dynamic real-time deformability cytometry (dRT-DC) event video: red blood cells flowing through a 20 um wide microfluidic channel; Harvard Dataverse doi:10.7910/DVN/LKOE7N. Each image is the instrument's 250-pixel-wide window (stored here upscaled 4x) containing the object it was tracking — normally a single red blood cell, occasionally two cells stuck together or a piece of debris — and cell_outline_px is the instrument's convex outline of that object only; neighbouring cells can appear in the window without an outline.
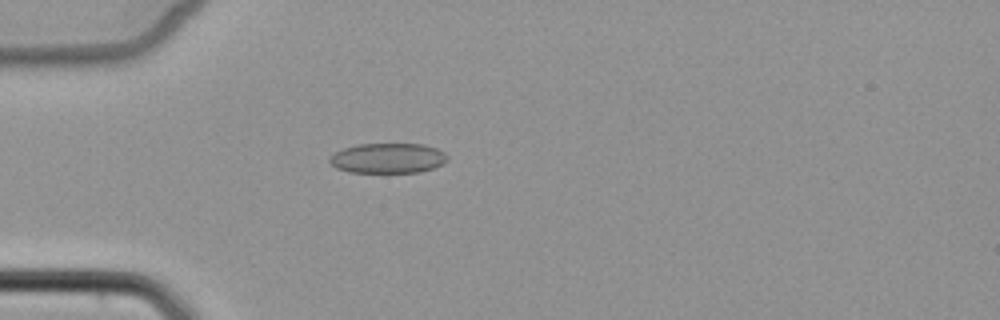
{"species": "common noctule bat (a hibernating species)", "species_latin": "Nyctalus noctula", "temperature_condition": "cold", "stored_images_in_passage": 4, "camera_frame_rate_fps": 3000, "um_per_image_px": 0.085, "animal": {"sex": "female", "body_mass_g": 22.7, "forearm_length_mm": 54.2}, "frame": {"image": 1, "passage_image": 4, "time_ms": 3.667, "image_size_px": [1000, 320], "cell_outline_px": [[448, 160], [444, 164], [420, 172], [348, 172], [336, 168], [328, 160], [336, 152], [344, 148], [356, 144], [424, 144], [436, 148], [444, 152], [448, 156]], "centroid_in_image_um": [33.0, 13.44], "position_along_channel_um": 52.0, "area_um2": 20.63}}